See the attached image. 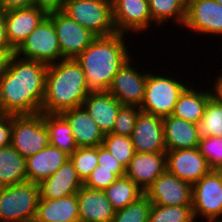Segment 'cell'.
<instances>
[{
	"label": "cell",
	"instance_id": "6da1fadb",
	"mask_svg": "<svg viewBox=\"0 0 222 222\" xmlns=\"http://www.w3.org/2000/svg\"><path fill=\"white\" fill-rule=\"evenodd\" d=\"M48 66L26 60L16 54L7 73L0 79V99L4 111L11 115L41 113Z\"/></svg>",
	"mask_w": 222,
	"mask_h": 222
},
{
	"label": "cell",
	"instance_id": "7a4b0ae2",
	"mask_svg": "<svg viewBox=\"0 0 222 222\" xmlns=\"http://www.w3.org/2000/svg\"><path fill=\"white\" fill-rule=\"evenodd\" d=\"M125 35L116 33L110 36H97L75 60L80 64L91 92L108 91L114 76L123 64L130 59Z\"/></svg>",
	"mask_w": 222,
	"mask_h": 222
},
{
	"label": "cell",
	"instance_id": "3957f363",
	"mask_svg": "<svg viewBox=\"0 0 222 222\" xmlns=\"http://www.w3.org/2000/svg\"><path fill=\"white\" fill-rule=\"evenodd\" d=\"M91 91L75 58L48 65L41 113L61 114L81 107Z\"/></svg>",
	"mask_w": 222,
	"mask_h": 222
},
{
	"label": "cell",
	"instance_id": "277c9868",
	"mask_svg": "<svg viewBox=\"0 0 222 222\" xmlns=\"http://www.w3.org/2000/svg\"><path fill=\"white\" fill-rule=\"evenodd\" d=\"M39 199V183L1 187L0 222H29L36 216Z\"/></svg>",
	"mask_w": 222,
	"mask_h": 222
},
{
	"label": "cell",
	"instance_id": "5b68a950",
	"mask_svg": "<svg viewBox=\"0 0 222 222\" xmlns=\"http://www.w3.org/2000/svg\"><path fill=\"white\" fill-rule=\"evenodd\" d=\"M181 79L148 72L141 111L162 118L172 115L180 94L190 84L185 85Z\"/></svg>",
	"mask_w": 222,
	"mask_h": 222
},
{
	"label": "cell",
	"instance_id": "8992f818",
	"mask_svg": "<svg viewBox=\"0 0 222 222\" xmlns=\"http://www.w3.org/2000/svg\"><path fill=\"white\" fill-rule=\"evenodd\" d=\"M62 11L96 36H110L117 33L112 17V3L66 0Z\"/></svg>",
	"mask_w": 222,
	"mask_h": 222
},
{
	"label": "cell",
	"instance_id": "52a82bcc",
	"mask_svg": "<svg viewBox=\"0 0 222 222\" xmlns=\"http://www.w3.org/2000/svg\"><path fill=\"white\" fill-rule=\"evenodd\" d=\"M21 156L28 158L49 145V133L43 113L12 115L10 144Z\"/></svg>",
	"mask_w": 222,
	"mask_h": 222
},
{
	"label": "cell",
	"instance_id": "ba28073f",
	"mask_svg": "<svg viewBox=\"0 0 222 222\" xmlns=\"http://www.w3.org/2000/svg\"><path fill=\"white\" fill-rule=\"evenodd\" d=\"M15 54L26 60H34L51 65L62 59L56 29L46 16L35 30L26 38Z\"/></svg>",
	"mask_w": 222,
	"mask_h": 222
},
{
	"label": "cell",
	"instance_id": "9c48e42d",
	"mask_svg": "<svg viewBox=\"0 0 222 222\" xmlns=\"http://www.w3.org/2000/svg\"><path fill=\"white\" fill-rule=\"evenodd\" d=\"M192 208L196 222L222 220V177L211 170L192 185Z\"/></svg>",
	"mask_w": 222,
	"mask_h": 222
},
{
	"label": "cell",
	"instance_id": "30bf717a",
	"mask_svg": "<svg viewBox=\"0 0 222 222\" xmlns=\"http://www.w3.org/2000/svg\"><path fill=\"white\" fill-rule=\"evenodd\" d=\"M47 16L56 29L61 55L65 59L76 58L97 37L62 10L50 12Z\"/></svg>",
	"mask_w": 222,
	"mask_h": 222
},
{
	"label": "cell",
	"instance_id": "8fae6325",
	"mask_svg": "<svg viewBox=\"0 0 222 222\" xmlns=\"http://www.w3.org/2000/svg\"><path fill=\"white\" fill-rule=\"evenodd\" d=\"M132 57L119 69L108 89L122 105L138 106L143 103L147 73L134 67ZM144 71V72H143Z\"/></svg>",
	"mask_w": 222,
	"mask_h": 222
},
{
	"label": "cell",
	"instance_id": "7c38bea8",
	"mask_svg": "<svg viewBox=\"0 0 222 222\" xmlns=\"http://www.w3.org/2000/svg\"><path fill=\"white\" fill-rule=\"evenodd\" d=\"M152 204L163 206H192V185L167 169L145 190Z\"/></svg>",
	"mask_w": 222,
	"mask_h": 222
},
{
	"label": "cell",
	"instance_id": "4fadbf2b",
	"mask_svg": "<svg viewBox=\"0 0 222 222\" xmlns=\"http://www.w3.org/2000/svg\"><path fill=\"white\" fill-rule=\"evenodd\" d=\"M112 17L117 33H143L150 28L152 17L148 0H111Z\"/></svg>",
	"mask_w": 222,
	"mask_h": 222
},
{
	"label": "cell",
	"instance_id": "5bb4252c",
	"mask_svg": "<svg viewBox=\"0 0 222 222\" xmlns=\"http://www.w3.org/2000/svg\"><path fill=\"white\" fill-rule=\"evenodd\" d=\"M183 27L197 35L222 37V5L216 0H189Z\"/></svg>",
	"mask_w": 222,
	"mask_h": 222
},
{
	"label": "cell",
	"instance_id": "9a60e30c",
	"mask_svg": "<svg viewBox=\"0 0 222 222\" xmlns=\"http://www.w3.org/2000/svg\"><path fill=\"white\" fill-rule=\"evenodd\" d=\"M166 168L170 173L191 185L211 171L197 147L166 151Z\"/></svg>",
	"mask_w": 222,
	"mask_h": 222
},
{
	"label": "cell",
	"instance_id": "2e32d148",
	"mask_svg": "<svg viewBox=\"0 0 222 222\" xmlns=\"http://www.w3.org/2000/svg\"><path fill=\"white\" fill-rule=\"evenodd\" d=\"M47 15L45 10L37 6L5 11L6 34L10 48L16 51Z\"/></svg>",
	"mask_w": 222,
	"mask_h": 222
},
{
	"label": "cell",
	"instance_id": "e0dca14e",
	"mask_svg": "<svg viewBox=\"0 0 222 222\" xmlns=\"http://www.w3.org/2000/svg\"><path fill=\"white\" fill-rule=\"evenodd\" d=\"M131 140L135 152H166L163 118L140 111L131 135Z\"/></svg>",
	"mask_w": 222,
	"mask_h": 222
},
{
	"label": "cell",
	"instance_id": "ac0fdd59",
	"mask_svg": "<svg viewBox=\"0 0 222 222\" xmlns=\"http://www.w3.org/2000/svg\"><path fill=\"white\" fill-rule=\"evenodd\" d=\"M166 169V152H136L125 169V176L145 192Z\"/></svg>",
	"mask_w": 222,
	"mask_h": 222
},
{
	"label": "cell",
	"instance_id": "d6986e66",
	"mask_svg": "<svg viewBox=\"0 0 222 222\" xmlns=\"http://www.w3.org/2000/svg\"><path fill=\"white\" fill-rule=\"evenodd\" d=\"M76 195L80 222H112L116 210L104 191L83 186Z\"/></svg>",
	"mask_w": 222,
	"mask_h": 222
},
{
	"label": "cell",
	"instance_id": "ffe728a7",
	"mask_svg": "<svg viewBox=\"0 0 222 222\" xmlns=\"http://www.w3.org/2000/svg\"><path fill=\"white\" fill-rule=\"evenodd\" d=\"M82 187L83 182L69 159L54 174L39 183L40 198L57 199L74 195Z\"/></svg>",
	"mask_w": 222,
	"mask_h": 222
},
{
	"label": "cell",
	"instance_id": "44dd1931",
	"mask_svg": "<svg viewBox=\"0 0 222 222\" xmlns=\"http://www.w3.org/2000/svg\"><path fill=\"white\" fill-rule=\"evenodd\" d=\"M100 130L111 133L122 104L108 91L90 92L82 105Z\"/></svg>",
	"mask_w": 222,
	"mask_h": 222
},
{
	"label": "cell",
	"instance_id": "7402d4cb",
	"mask_svg": "<svg viewBox=\"0 0 222 222\" xmlns=\"http://www.w3.org/2000/svg\"><path fill=\"white\" fill-rule=\"evenodd\" d=\"M70 125L77 147H97L102 145L104 133L81 106L61 113Z\"/></svg>",
	"mask_w": 222,
	"mask_h": 222
},
{
	"label": "cell",
	"instance_id": "603a6c76",
	"mask_svg": "<svg viewBox=\"0 0 222 222\" xmlns=\"http://www.w3.org/2000/svg\"><path fill=\"white\" fill-rule=\"evenodd\" d=\"M67 160H69L67 153L49 144L41 151L26 158L27 180L40 183L54 174Z\"/></svg>",
	"mask_w": 222,
	"mask_h": 222
},
{
	"label": "cell",
	"instance_id": "cb8c5ba5",
	"mask_svg": "<svg viewBox=\"0 0 222 222\" xmlns=\"http://www.w3.org/2000/svg\"><path fill=\"white\" fill-rule=\"evenodd\" d=\"M163 132L167 151L193 149L200 141L195 123L173 115L163 118Z\"/></svg>",
	"mask_w": 222,
	"mask_h": 222
},
{
	"label": "cell",
	"instance_id": "d4e9b609",
	"mask_svg": "<svg viewBox=\"0 0 222 222\" xmlns=\"http://www.w3.org/2000/svg\"><path fill=\"white\" fill-rule=\"evenodd\" d=\"M35 217L44 222H80L77 195L40 198Z\"/></svg>",
	"mask_w": 222,
	"mask_h": 222
},
{
	"label": "cell",
	"instance_id": "484cf974",
	"mask_svg": "<svg viewBox=\"0 0 222 222\" xmlns=\"http://www.w3.org/2000/svg\"><path fill=\"white\" fill-rule=\"evenodd\" d=\"M193 85L194 83L191 87L189 84L180 94L172 115L196 124L202 119L206 104L213 96V90L212 88L210 90L199 88V90Z\"/></svg>",
	"mask_w": 222,
	"mask_h": 222
},
{
	"label": "cell",
	"instance_id": "4316f807",
	"mask_svg": "<svg viewBox=\"0 0 222 222\" xmlns=\"http://www.w3.org/2000/svg\"><path fill=\"white\" fill-rule=\"evenodd\" d=\"M26 158L11 145L0 148V186H12L26 182Z\"/></svg>",
	"mask_w": 222,
	"mask_h": 222
},
{
	"label": "cell",
	"instance_id": "83f0119b",
	"mask_svg": "<svg viewBox=\"0 0 222 222\" xmlns=\"http://www.w3.org/2000/svg\"><path fill=\"white\" fill-rule=\"evenodd\" d=\"M43 120L49 133V144L68 155L78 148L67 120L61 114L43 113Z\"/></svg>",
	"mask_w": 222,
	"mask_h": 222
},
{
	"label": "cell",
	"instance_id": "f1b7e54d",
	"mask_svg": "<svg viewBox=\"0 0 222 222\" xmlns=\"http://www.w3.org/2000/svg\"><path fill=\"white\" fill-rule=\"evenodd\" d=\"M152 21L156 26H162L166 21H172L183 27L186 20V6L184 0H148ZM171 19V20H169Z\"/></svg>",
	"mask_w": 222,
	"mask_h": 222
},
{
	"label": "cell",
	"instance_id": "f546056e",
	"mask_svg": "<svg viewBox=\"0 0 222 222\" xmlns=\"http://www.w3.org/2000/svg\"><path fill=\"white\" fill-rule=\"evenodd\" d=\"M104 193L115 210L125 208L144 195V191L127 176L117 178Z\"/></svg>",
	"mask_w": 222,
	"mask_h": 222
},
{
	"label": "cell",
	"instance_id": "4dcf8cb0",
	"mask_svg": "<svg viewBox=\"0 0 222 222\" xmlns=\"http://www.w3.org/2000/svg\"><path fill=\"white\" fill-rule=\"evenodd\" d=\"M195 125L200 138L222 137V103L216 97L208 100L202 119Z\"/></svg>",
	"mask_w": 222,
	"mask_h": 222
},
{
	"label": "cell",
	"instance_id": "1f68e13d",
	"mask_svg": "<svg viewBox=\"0 0 222 222\" xmlns=\"http://www.w3.org/2000/svg\"><path fill=\"white\" fill-rule=\"evenodd\" d=\"M148 222H196L192 206L152 204Z\"/></svg>",
	"mask_w": 222,
	"mask_h": 222
},
{
	"label": "cell",
	"instance_id": "d6a6232c",
	"mask_svg": "<svg viewBox=\"0 0 222 222\" xmlns=\"http://www.w3.org/2000/svg\"><path fill=\"white\" fill-rule=\"evenodd\" d=\"M102 145L126 169L135 155L131 137L108 133L104 135Z\"/></svg>",
	"mask_w": 222,
	"mask_h": 222
},
{
	"label": "cell",
	"instance_id": "836d02e7",
	"mask_svg": "<svg viewBox=\"0 0 222 222\" xmlns=\"http://www.w3.org/2000/svg\"><path fill=\"white\" fill-rule=\"evenodd\" d=\"M78 177L84 182L90 173L98 166V146L78 147L69 155Z\"/></svg>",
	"mask_w": 222,
	"mask_h": 222
},
{
	"label": "cell",
	"instance_id": "e575fe53",
	"mask_svg": "<svg viewBox=\"0 0 222 222\" xmlns=\"http://www.w3.org/2000/svg\"><path fill=\"white\" fill-rule=\"evenodd\" d=\"M152 203L143 195L123 209L115 211L112 222H148Z\"/></svg>",
	"mask_w": 222,
	"mask_h": 222
},
{
	"label": "cell",
	"instance_id": "d590c367",
	"mask_svg": "<svg viewBox=\"0 0 222 222\" xmlns=\"http://www.w3.org/2000/svg\"><path fill=\"white\" fill-rule=\"evenodd\" d=\"M197 148L206 159L211 170L222 169V137L200 138Z\"/></svg>",
	"mask_w": 222,
	"mask_h": 222
},
{
	"label": "cell",
	"instance_id": "8d00e7d4",
	"mask_svg": "<svg viewBox=\"0 0 222 222\" xmlns=\"http://www.w3.org/2000/svg\"><path fill=\"white\" fill-rule=\"evenodd\" d=\"M140 111L138 106L122 105L111 133L131 137Z\"/></svg>",
	"mask_w": 222,
	"mask_h": 222
},
{
	"label": "cell",
	"instance_id": "74e56055",
	"mask_svg": "<svg viewBox=\"0 0 222 222\" xmlns=\"http://www.w3.org/2000/svg\"><path fill=\"white\" fill-rule=\"evenodd\" d=\"M117 178L118 177L114 174V170L99 169V166H97L83 182V186L104 191Z\"/></svg>",
	"mask_w": 222,
	"mask_h": 222
},
{
	"label": "cell",
	"instance_id": "f35d334b",
	"mask_svg": "<svg viewBox=\"0 0 222 222\" xmlns=\"http://www.w3.org/2000/svg\"><path fill=\"white\" fill-rule=\"evenodd\" d=\"M98 166L99 169L114 170V174L118 178L125 176V168L103 145L98 146Z\"/></svg>",
	"mask_w": 222,
	"mask_h": 222
},
{
	"label": "cell",
	"instance_id": "ab89813d",
	"mask_svg": "<svg viewBox=\"0 0 222 222\" xmlns=\"http://www.w3.org/2000/svg\"><path fill=\"white\" fill-rule=\"evenodd\" d=\"M12 115L0 118V148L11 144Z\"/></svg>",
	"mask_w": 222,
	"mask_h": 222
},
{
	"label": "cell",
	"instance_id": "60d3db41",
	"mask_svg": "<svg viewBox=\"0 0 222 222\" xmlns=\"http://www.w3.org/2000/svg\"><path fill=\"white\" fill-rule=\"evenodd\" d=\"M66 0H34V6L45 10L47 13L63 10Z\"/></svg>",
	"mask_w": 222,
	"mask_h": 222
},
{
	"label": "cell",
	"instance_id": "b9f144b4",
	"mask_svg": "<svg viewBox=\"0 0 222 222\" xmlns=\"http://www.w3.org/2000/svg\"><path fill=\"white\" fill-rule=\"evenodd\" d=\"M31 6H34V0H0V9L3 11Z\"/></svg>",
	"mask_w": 222,
	"mask_h": 222
},
{
	"label": "cell",
	"instance_id": "7bdbcfd3",
	"mask_svg": "<svg viewBox=\"0 0 222 222\" xmlns=\"http://www.w3.org/2000/svg\"><path fill=\"white\" fill-rule=\"evenodd\" d=\"M14 55V50H0V79L7 73L10 61Z\"/></svg>",
	"mask_w": 222,
	"mask_h": 222
},
{
	"label": "cell",
	"instance_id": "ee69618b",
	"mask_svg": "<svg viewBox=\"0 0 222 222\" xmlns=\"http://www.w3.org/2000/svg\"><path fill=\"white\" fill-rule=\"evenodd\" d=\"M0 50H13L8 43L5 26V11L2 9H0Z\"/></svg>",
	"mask_w": 222,
	"mask_h": 222
},
{
	"label": "cell",
	"instance_id": "f6af8a7d",
	"mask_svg": "<svg viewBox=\"0 0 222 222\" xmlns=\"http://www.w3.org/2000/svg\"><path fill=\"white\" fill-rule=\"evenodd\" d=\"M212 86L213 96L216 97L222 103V75L219 74L214 80Z\"/></svg>",
	"mask_w": 222,
	"mask_h": 222
},
{
	"label": "cell",
	"instance_id": "bcb514c9",
	"mask_svg": "<svg viewBox=\"0 0 222 222\" xmlns=\"http://www.w3.org/2000/svg\"><path fill=\"white\" fill-rule=\"evenodd\" d=\"M5 115H7V113L4 111L2 103H1V99H0V118L4 117Z\"/></svg>",
	"mask_w": 222,
	"mask_h": 222
},
{
	"label": "cell",
	"instance_id": "7dc6e473",
	"mask_svg": "<svg viewBox=\"0 0 222 222\" xmlns=\"http://www.w3.org/2000/svg\"><path fill=\"white\" fill-rule=\"evenodd\" d=\"M93 1L100 2V3H112L111 0H93Z\"/></svg>",
	"mask_w": 222,
	"mask_h": 222
},
{
	"label": "cell",
	"instance_id": "c3c4849f",
	"mask_svg": "<svg viewBox=\"0 0 222 222\" xmlns=\"http://www.w3.org/2000/svg\"><path fill=\"white\" fill-rule=\"evenodd\" d=\"M29 222H44V221H41V220L37 219L36 217H34Z\"/></svg>",
	"mask_w": 222,
	"mask_h": 222
},
{
	"label": "cell",
	"instance_id": "681fc988",
	"mask_svg": "<svg viewBox=\"0 0 222 222\" xmlns=\"http://www.w3.org/2000/svg\"><path fill=\"white\" fill-rule=\"evenodd\" d=\"M206 222H222V220H207Z\"/></svg>",
	"mask_w": 222,
	"mask_h": 222
},
{
	"label": "cell",
	"instance_id": "f907efd6",
	"mask_svg": "<svg viewBox=\"0 0 222 222\" xmlns=\"http://www.w3.org/2000/svg\"><path fill=\"white\" fill-rule=\"evenodd\" d=\"M216 2L222 5V0H216Z\"/></svg>",
	"mask_w": 222,
	"mask_h": 222
},
{
	"label": "cell",
	"instance_id": "816d5d0a",
	"mask_svg": "<svg viewBox=\"0 0 222 222\" xmlns=\"http://www.w3.org/2000/svg\"><path fill=\"white\" fill-rule=\"evenodd\" d=\"M217 171L221 174V177H222V169L217 170Z\"/></svg>",
	"mask_w": 222,
	"mask_h": 222
}]
</instances>
